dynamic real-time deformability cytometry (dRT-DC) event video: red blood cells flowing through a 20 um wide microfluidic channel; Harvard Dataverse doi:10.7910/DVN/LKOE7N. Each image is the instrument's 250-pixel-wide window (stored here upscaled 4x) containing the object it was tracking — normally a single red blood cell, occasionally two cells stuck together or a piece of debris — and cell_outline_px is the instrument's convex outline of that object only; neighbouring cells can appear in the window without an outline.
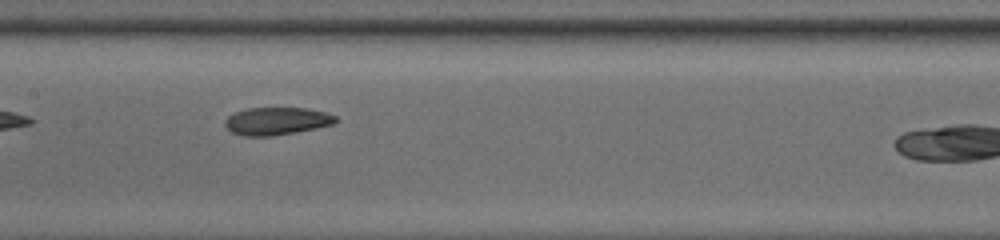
{"species": "common noctule bat (a hibernating species)", "species_latin": "Nyctalus noctula", "temperature_condition": "room temperature", "stored_images_in_passage": 16, "camera_frame_rate_fps": 3000, "um_per_image_px": 0.085, "animal": {"sex": "male", "body_mass_g": 13.0, "forearm_length_mm": 53.1}, "frame": {"image": 1, "passage_image": 12, "time_ms": 3.667, "image_size_px": [1000, 240], "cell_outline_px": [[340, 120], [332, 124], [272, 136], [240, 136], [232, 132], [224, 124], [224, 120], [228, 116], [236, 112], [248, 108], [304, 108], [324, 112], [336, 116]], "centroid_in_image_um": [23.48, 10.29], "position_along_channel_um": 183.9, "area_um2": 17.57}}